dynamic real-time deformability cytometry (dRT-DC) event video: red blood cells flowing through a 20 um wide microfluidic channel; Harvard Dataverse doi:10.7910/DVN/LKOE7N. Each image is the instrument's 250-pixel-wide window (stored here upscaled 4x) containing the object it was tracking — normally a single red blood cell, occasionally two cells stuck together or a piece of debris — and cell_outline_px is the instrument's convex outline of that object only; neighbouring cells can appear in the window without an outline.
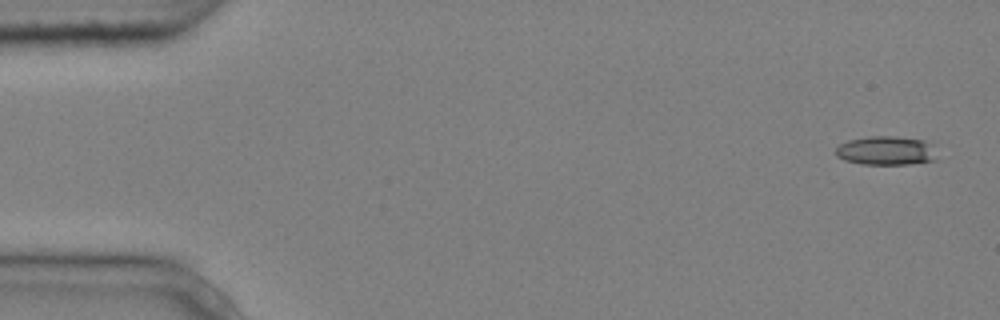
{"species": "common noctule bat (a hibernating species)", "species_latin": "Nyctalus noctula", "temperature_condition": "cold", "stored_images_in_passage": 3, "camera_frame_rate_fps": 3000, "um_per_image_px": 0.085, "animal": {"sex": "male", "body_mass_g": 20.4}, "frame": {"image": 1, "passage_image": 1, "time_ms": 0.0, "image_size_px": [1000, 320], "cell_outline_px": [[936, 160], [908, 164], [860, 164], [844, 160], [836, 156], [836, 148], [840, 144], [848, 140], [868, 136], [896, 136], [924, 140], [932, 144]], "centroid_in_image_um": [75.3, 12.8], "position_along_channel_um": 9.7, "area_um2": 17.11}}